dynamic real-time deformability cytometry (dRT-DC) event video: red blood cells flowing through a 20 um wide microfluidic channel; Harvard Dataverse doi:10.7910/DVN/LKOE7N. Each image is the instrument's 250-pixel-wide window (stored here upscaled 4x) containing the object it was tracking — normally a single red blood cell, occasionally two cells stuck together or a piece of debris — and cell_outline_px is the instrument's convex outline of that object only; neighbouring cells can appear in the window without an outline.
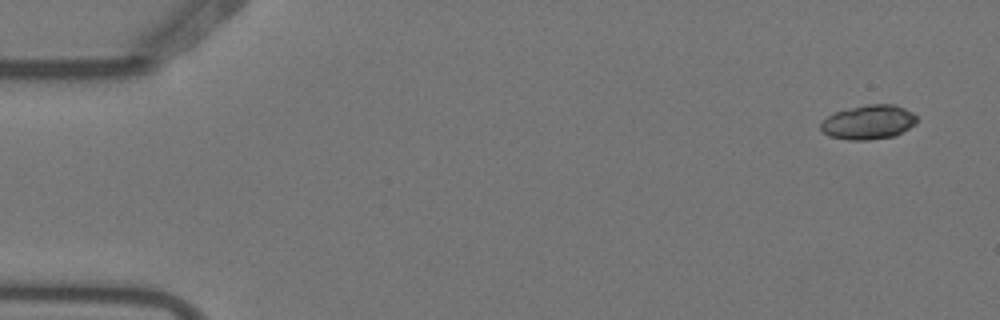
{"species": "Egyptian fruit bat (a non-hibernating species)", "species_latin": "Rousettus aegyptiacus", "temperature_condition": "warm", "stored_images_in_passage": 4, "camera_frame_rate_fps": 3000, "um_per_image_px": 0.085, "animal": {"sex": "female"}, "frame": {"image": 1, "passage_image": 1, "time_ms": 0.0, "image_size_px": [1000, 320], "cell_outline_px": [[916, 124], [896, 136], [868, 140], [848, 140], [828, 136], [820, 128], [820, 124], [828, 116], [836, 112], [868, 104], [896, 104], [912, 112], [916, 116]], "centroid_in_image_um": [73.85, 10.4], "position_along_channel_um": 11.2, "area_um2": 19.19}}